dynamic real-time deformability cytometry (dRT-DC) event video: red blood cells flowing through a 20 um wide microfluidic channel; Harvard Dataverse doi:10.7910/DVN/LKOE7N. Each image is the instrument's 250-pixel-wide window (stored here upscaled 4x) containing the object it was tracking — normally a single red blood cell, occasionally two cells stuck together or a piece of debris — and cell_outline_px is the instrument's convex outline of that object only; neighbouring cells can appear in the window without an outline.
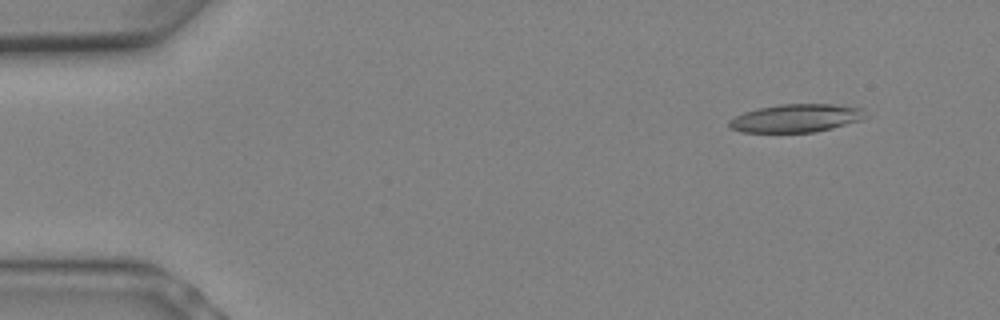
{"species": "Egyptian fruit bat (a non-hibernating species)", "species_latin": "Rousettus aegyptiacus", "temperature_condition": "warm", "stored_images_in_passage": 9, "camera_frame_rate_fps": 3000, "um_per_image_px": 0.085, "animal": {"sex": "female"}, "frame": {"image": 1, "passage_image": 2, "time_ms": 0.333, "image_size_px": [1000, 320], "cell_outline_px": [[868, 116], [864, 120], [816, 132], [740, 132], [728, 128], [728, 120], [744, 112], [756, 108], [780, 104], [832, 104], [864, 108]], "centroid_in_image_um": [67.69, 10.04], "position_along_channel_um": 17.3, "area_um2": 22.72}}
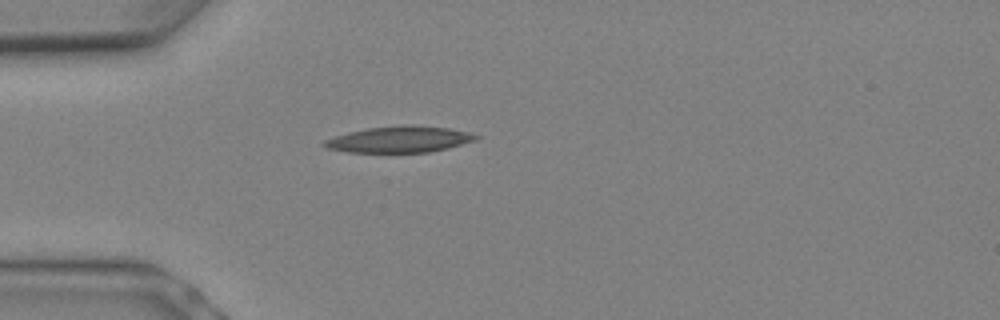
{"frame": {"image": 2, "passage_image": 6, "time_ms": 1.667, "image_size_px": [1000, 320], "cell_outline_px": [[480, 136], [476, 140], [448, 148], [428, 152], [348, 152], [328, 148], [320, 144], [324, 140], [348, 132], [368, 128], [408, 124], [412, 124], [448, 128], [468, 132]], "centroid_in_image_um": [33.96, 11.84], "position_along_channel_um": 51.0, "area_um2": 23.12}}
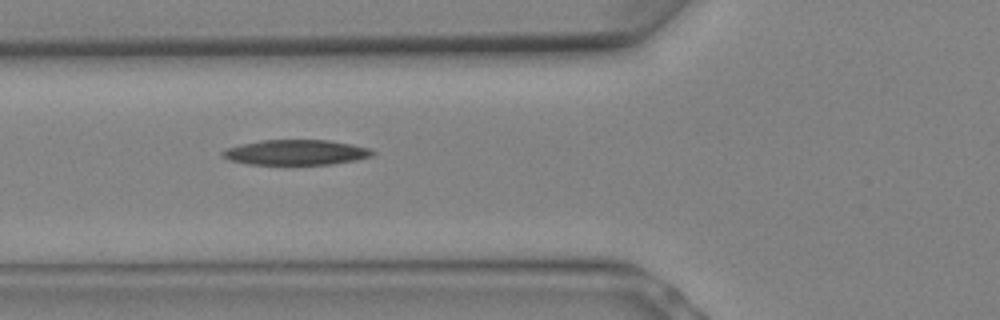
{"frame": {"image": 3, "passage_image": 8, "time_ms": 2.333, "image_size_px": [1000, 320], "cell_outline_px": [[376, 152], [372, 156], [356, 160], [332, 164], [248, 164], [228, 160], [220, 156], [220, 152], [224, 148], [240, 144], [260, 140], [328, 140], [372, 148]], "centroid_in_image_um": [25.12, 12.95], "position_along_channel_um": 100.7, "area_um2": 22.25}}